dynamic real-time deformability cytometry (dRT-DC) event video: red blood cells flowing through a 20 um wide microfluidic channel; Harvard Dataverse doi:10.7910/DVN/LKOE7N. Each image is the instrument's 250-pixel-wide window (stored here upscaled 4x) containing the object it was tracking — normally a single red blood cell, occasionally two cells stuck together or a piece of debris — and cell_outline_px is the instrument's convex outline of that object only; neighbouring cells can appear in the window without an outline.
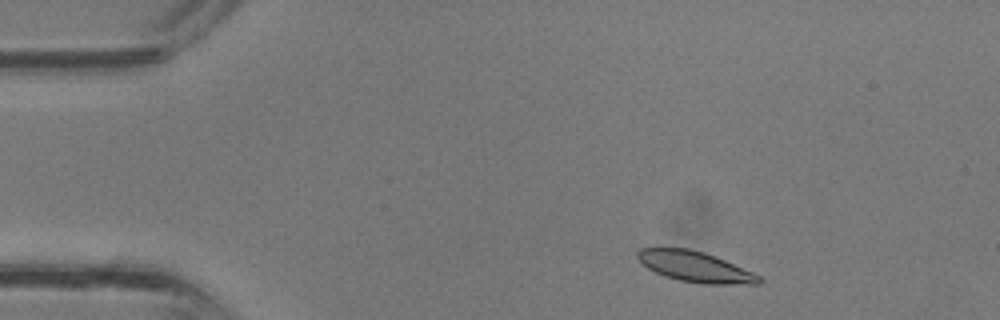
{"species": "common noctule bat (a hibernating species)", "species_latin": "Nyctalus noctula", "temperature_condition": "room temperature", "stored_images_in_passage": 32, "camera_frame_rate_fps": 3000, "um_per_image_px": 0.085, "animal": {"sex": "male", "body_mass_g": 13.3}, "frame": {"image": 1, "passage_image": 1, "time_ms": 0.0, "image_size_px": [1000, 320], "cell_outline_px": [[764, 280], [760, 284], [704, 284], [680, 280], [656, 272], [648, 268], [636, 256], [636, 252], [640, 248], [688, 248], [704, 252], [716, 256], [752, 272], [760, 276]], "centroid_in_image_um": [59.12, 22.67], "position_along_channel_um": 25.9, "area_um2": 21.44}}
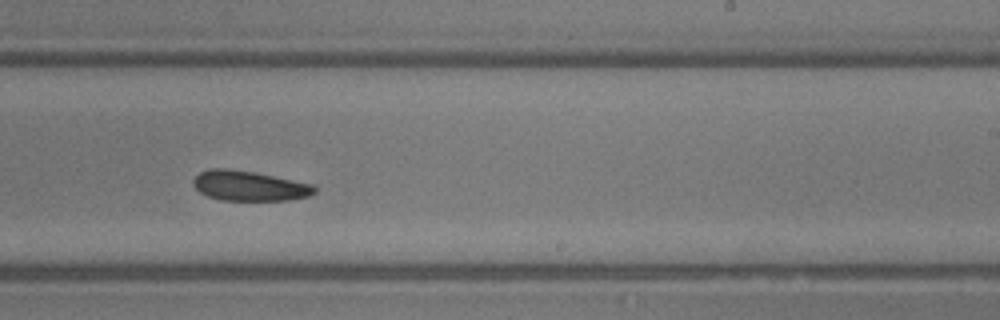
{"frame": {"image": 2, "passage_image": 18, "time_ms": 5.667, "image_size_px": [1000, 320], "cell_outline_px": [[316, 192], [308, 196], [288, 200], [220, 200], [208, 196], [200, 192], [192, 184], [192, 180], [200, 172], [208, 168], [228, 168], [256, 172], [316, 184]], "centroid_in_image_um": [21.21, 15.78], "position_along_channel_um": 267.8, "area_um2": 21.5}}
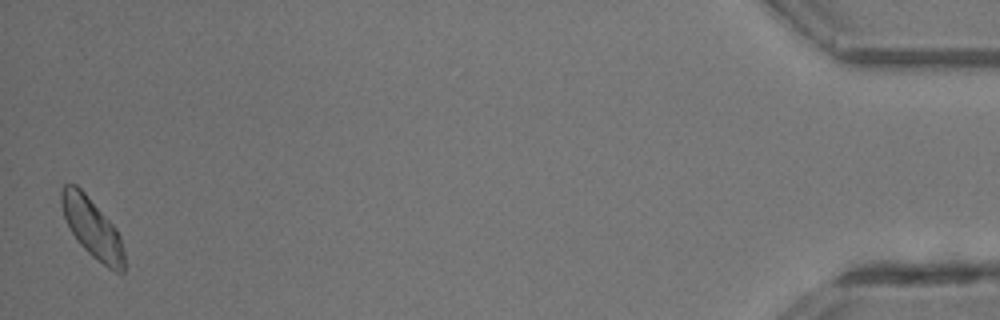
{"frame": {"image": 3, "passage_image": 32, "time_ms": 10.333, "image_size_px": [1000, 320], "cell_outline_px": [[124, 272], [116, 272], [108, 268], [92, 256], [80, 244], [72, 232], [64, 216], [60, 204], [60, 192], [64, 184], [76, 184], [84, 192], [116, 228], [120, 236], [124, 248]], "centroid_in_image_um": [7.84, 19.37], "position_along_channel_um": 427.4, "area_um2": 21.56}}